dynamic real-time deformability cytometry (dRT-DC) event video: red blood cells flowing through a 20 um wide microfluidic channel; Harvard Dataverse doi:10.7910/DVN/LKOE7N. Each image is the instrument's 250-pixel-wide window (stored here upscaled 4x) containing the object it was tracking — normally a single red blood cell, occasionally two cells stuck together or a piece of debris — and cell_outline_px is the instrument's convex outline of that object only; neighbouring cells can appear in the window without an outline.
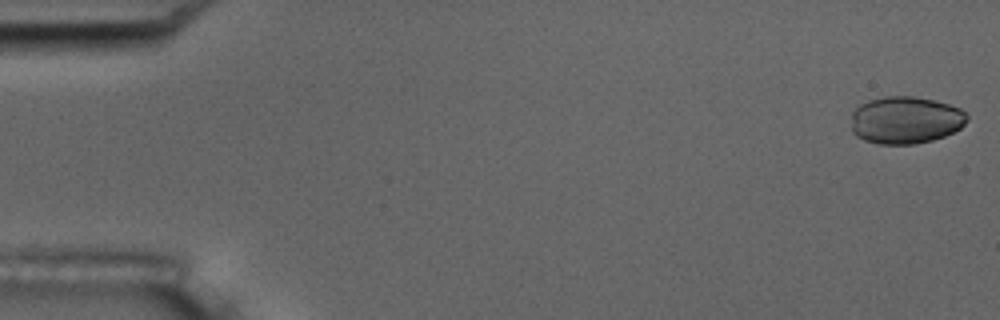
{"species": "common noctule bat (a hibernating species)", "species_latin": "Nyctalus noctula", "temperature_condition": "room temperature", "stored_images_in_passage": 6, "camera_frame_rate_fps": 3000, "um_per_image_px": 0.085, "animal": {"sex": "male", "body_mass_g": 17.5, "forearm_length_mm": 52.3}, "frame": {"image": 1, "passage_image": 1, "time_ms": 0.0, "image_size_px": [1000, 320], "cell_outline_px": [[968, 120], [960, 128], [944, 136], [932, 140], [916, 144], [876, 144], [864, 140], [856, 136], [852, 132], [852, 112], [860, 104], [868, 100], [884, 96], [912, 96], [932, 100], [948, 104], [960, 108], [968, 116]], "centroid_in_image_um": [76.95, 10.21], "position_along_channel_um": 8.1, "area_um2": 32.08}}